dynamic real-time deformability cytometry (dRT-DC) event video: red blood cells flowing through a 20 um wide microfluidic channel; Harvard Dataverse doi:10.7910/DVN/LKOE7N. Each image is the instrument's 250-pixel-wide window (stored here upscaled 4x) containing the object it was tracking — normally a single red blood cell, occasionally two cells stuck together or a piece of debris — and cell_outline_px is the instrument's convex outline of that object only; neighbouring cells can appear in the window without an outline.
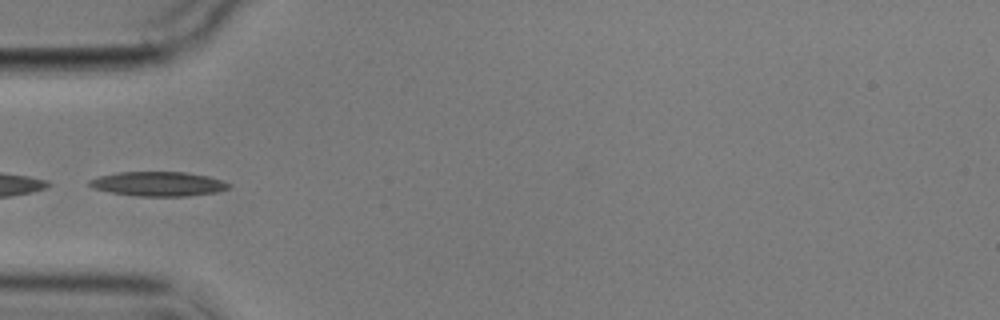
{"species": "common noctule bat (a hibernating species)", "species_latin": "Nyctalus noctula", "temperature_condition": "cold", "stored_images_in_passage": 11, "camera_frame_rate_fps": 3000, "um_per_image_px": 0.085, "animal": {"sex": "male", "body_mass_g": 17.9}, "frame": {"image": 1, "passage_image": 4, "time_ms": 4.667, "image_size_px": [1000, 320], "cell_outline_px": [[232, 184], [228, 188], [216, 192], [188, 196], [136, 196], [112, 192], [92, 188], [88, 184], [88, 180], [100, 176], [116, 172], [184, 172], [208, 176]], "centroid_in_image_um": [13.43, 15.63], "position_along_channel_um": 71.6, "area_um2": 19.77}}
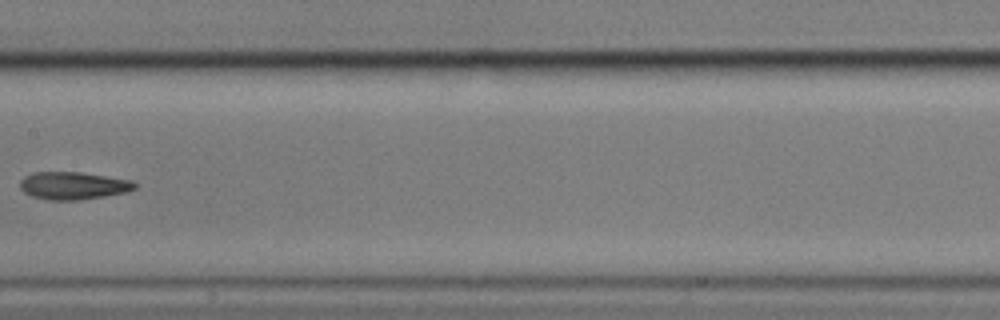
{"frame": {"image": 2, "passage_image": 7, "time_ms": 8.333, "image_size_px": [1000, 320], "cell_outline_px": [[136, 188], [128, 192], [104, 196], [76, 200], [48, 200], [32, 196], [24, 192], [20, 188], [20, 180], [24, 176], [32, 172], [80, 172], [132, 180], [136, 184]], "centroid_in_image_um": [6.21, 15.77], "position_along_channel_um": 201.2, "area_um2": 18.5}}
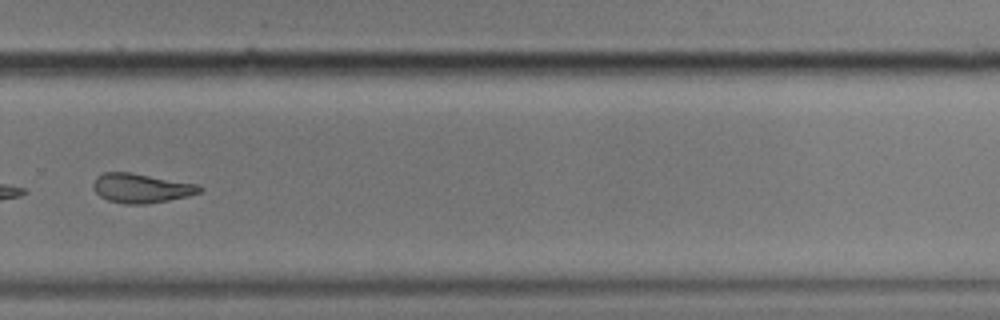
{"frame": {"image": 3, "passage_image": 10, "time_ms": 11.667, "image_size_px": [1000, 320], "cell_outline_px": [[204, 188], [200, 192], [188, 196], [148, 204], [124, 204], [108, 200], [100, 196], [92, 188], [92, 184], [96, 176], [104, 172], [132, 172], [200, 184]], "centroid_in_image_um": [12.01, 15.98], "position_along_channel_um": 317.8, "area_um2": 18.5}, "authors_computed_cell_mechanics": {"area_um2": 18.496, "velocity_mm_per_s": 3.5032, "shape_relaxation_time_tau1_ms": 5.4864, "shape_relaxation_time_tau2_ms": null, "deformation_change_tau1": 0.1349, "deformation_change_tau2": null}}